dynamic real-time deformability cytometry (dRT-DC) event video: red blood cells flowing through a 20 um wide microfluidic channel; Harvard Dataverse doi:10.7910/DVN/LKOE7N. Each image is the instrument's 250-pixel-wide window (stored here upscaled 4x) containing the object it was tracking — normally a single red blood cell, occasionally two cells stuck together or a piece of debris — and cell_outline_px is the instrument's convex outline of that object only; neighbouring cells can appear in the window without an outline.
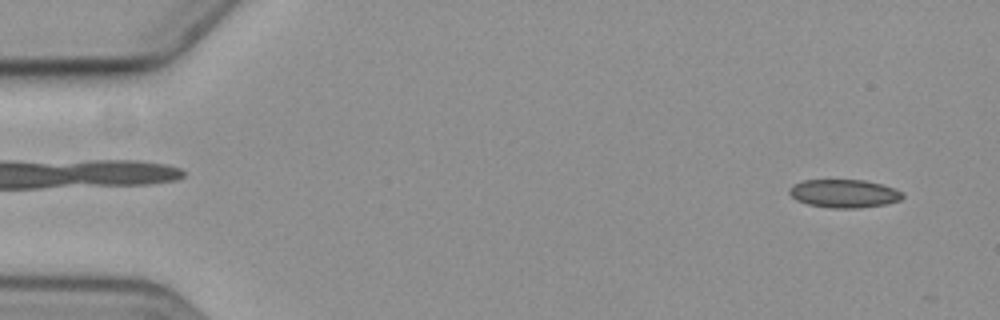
{"species": "common noctule bat (a hibernating species)", "species_latin": "Nyctalus noctula", "temperature_condition": "cold", "stored_images_in_passage": 6, "camera_frame_rate_fps": 3000, "um_per_image_px": 0.085, "animal": {"sex": "female", "body_mass_g": 19.3, "forearm_length_mm": 54.1}, "frame": {"image": 1, "passage_image": 1, "time_ms": 0.0, "image_size_px": [1000, 320], "cell_outline_px": [[904, 196], [900, 200], [884, 204], [856, 208], [832, 208], [808, 204], [796, 200], [788, 192], [788, 188], [792, 184], [804, 180], [864, 180], [880, 184], [892, 188], [900, 192]], "centroid_in_image_um": [71.68, 16.44], "position_along_channel_um": 13.3, "area_um2": 18.44}}
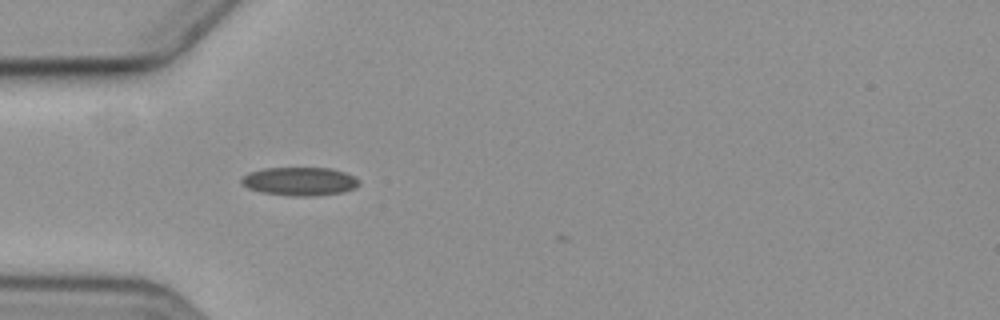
{"frame": {"image": 2, "passage_image": 5, "time_ms": 4.667, "image_size_px": [1000, 320], "cell_outline_px": [[360, 184], [356, 188], [344, 192], [312, 196], [292, 196], [260, 192], [248, 188], [240, 184], [240, 180], [248, 172], [264, 168], [332, 168], [356, 176], [360, 180]], "centroid_in_image_um": [25.49, 15.41], "position_along_channel_um": 59.5, "area_um2": 19.77}}
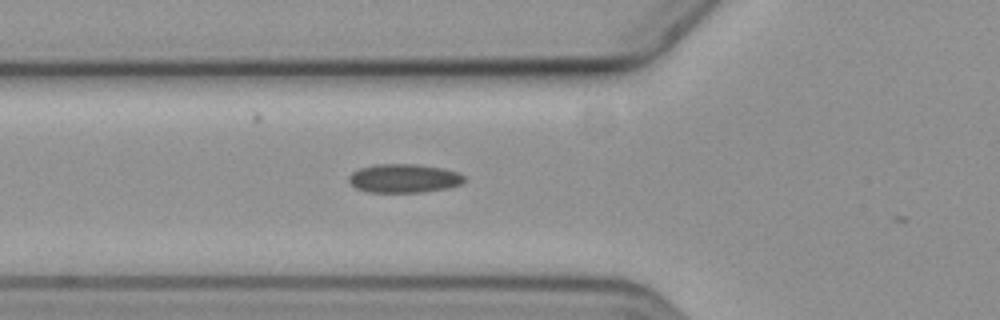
{"frame": {"image": 3, "passage_image": 6, "time_ms": 5.667, "image_size_px": [1000, 320], "cell_outline_px": [[464, 180], [460, 184], [448, 188], [424, 192], [368, 192], [356, 188], [348, 180], [348, 176], [352, 172], [360, 168], [376, 164], [416, 164], [444, 168], [456, 172], [464, 176]], "centroid_in_image_um": [34.32, 15.16], "position_along_channel_um": 91.5, "area_um2": 19.31}}